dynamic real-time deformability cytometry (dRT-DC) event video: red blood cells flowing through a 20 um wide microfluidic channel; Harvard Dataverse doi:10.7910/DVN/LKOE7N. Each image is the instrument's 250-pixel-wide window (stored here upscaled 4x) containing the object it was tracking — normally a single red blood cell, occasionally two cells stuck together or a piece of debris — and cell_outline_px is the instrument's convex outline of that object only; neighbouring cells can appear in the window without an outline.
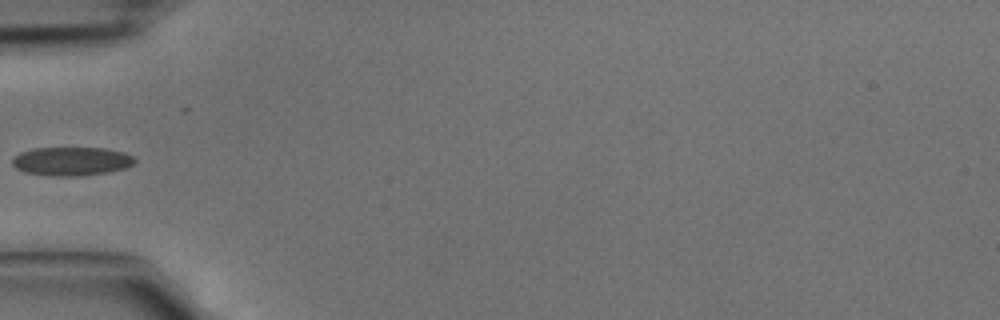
{"species": "common noctule bat (a hibernating species)", "species_latin": "Nyctalus noctula", "temperature_condition": "cold", "stored_images_in_passage": 5, "camera_frame_rate_fps": 3000, "um_per_image_px": 0.085, "animal": {"sex": "male", "body_mass_g": 15.6}, "frame": {"image": 1, "passage_image": 5, "time_ms": 1.333, "image_size_px": [1000, 320], "cell_outline_px": [[136, 160], [132, 164], [124, 168], [108, 172], [76, 176], [52, 176], [24, 172], [16, 168], [12, 164], [12, 156], [20, 152], [32, 148], [104, 148], [124, 152], [132, 156]], "centroid_in_image_um": [6.03, 13.7], "position_along_channel_um": 79.0, "area_um2": 20.46}}